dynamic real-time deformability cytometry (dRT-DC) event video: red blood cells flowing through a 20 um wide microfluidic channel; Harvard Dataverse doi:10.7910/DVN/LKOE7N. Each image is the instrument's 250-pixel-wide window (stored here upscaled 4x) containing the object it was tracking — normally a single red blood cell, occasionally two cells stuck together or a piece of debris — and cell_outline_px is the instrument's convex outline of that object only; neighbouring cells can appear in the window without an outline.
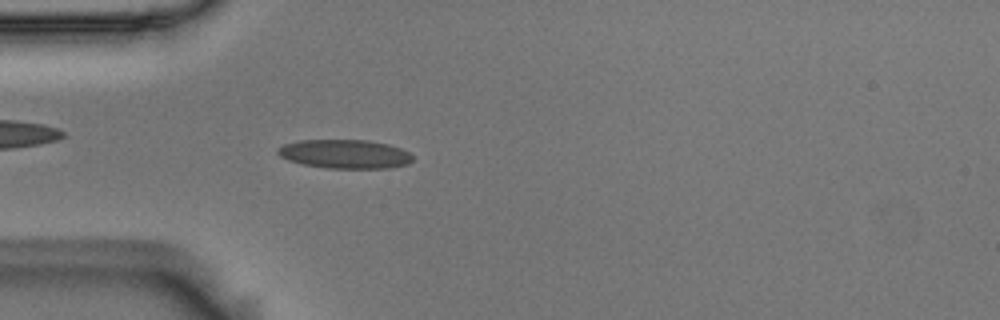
{"species": "Egyptian fruit bat (a non-hibernating species)", "species_latin": "Rousettus aegyptiacus", "temperature_condition": "room temperature", "stored_images_in_passage": 4, "camera_frame_rate_fps": 3000, "um_per_image_px": 0.085, "animal": {"sex": "male"}, "frame": {"image": 1, "passage_image": 4, "time_ms": 1.0, "image_size_px": [1000, 320], "cell_outline_px": [[412, 160], [408, 164], [388, 168], [324, 168], [304, 164], [288, 160], [280, 156], [276, 152], [276, 148], [284, 144], [300, 140], [368, 140], [388, 144], [400, 148], [408, 152], [412, 156]], "centroid_in_image_um": [29.29, 13.09], "position_along_channel_um": 55.7, "area_um2": 22.72}}